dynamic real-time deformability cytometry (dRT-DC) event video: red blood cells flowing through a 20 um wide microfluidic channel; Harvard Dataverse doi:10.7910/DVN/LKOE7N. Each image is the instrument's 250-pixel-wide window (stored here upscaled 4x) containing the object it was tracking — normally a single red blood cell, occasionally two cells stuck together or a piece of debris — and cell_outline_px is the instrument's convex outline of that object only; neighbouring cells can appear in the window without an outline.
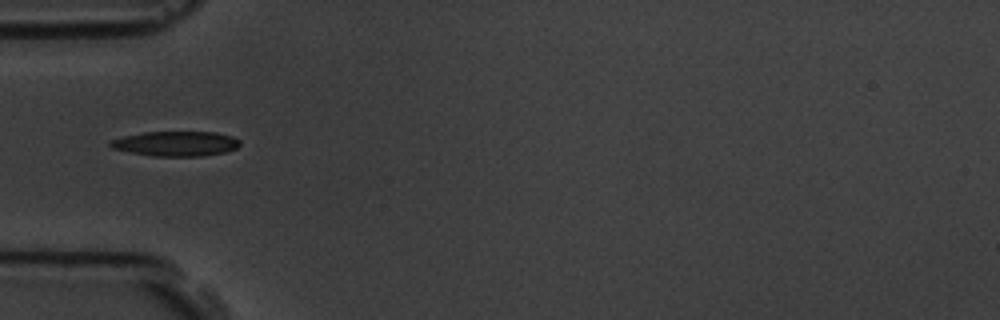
{"species": "common noctule bat (a hibernating species)", "species_latin": "Nyctalus noctula", "temperature_condition": "room temperature", "stored_images_in_passage": 5, "camera_frame_rate_fps": 3000, "um_per_image_px": 0.085, "animal": {"sex": "male", "body_mass_g": 19.5, "forearm_length_mm": 54.6}, "frame": {"image": 1, "passage_image": 1, "time_ms": 0.0, "image_size_px": [1000, 320], "cell_outline_px": [[240, 144], [236, 148], [224, 152], [204, 156], [156, 156], [132, 152], [112, 148], [108, 144], [112, 140], [124, 136], [144, 132], [216, 132], [232, 136], [240, 140]], "centroid_in_image_um": [14.98, 12.2], "position_along_channel_um": 70.0, "area_um2": 18.61}}
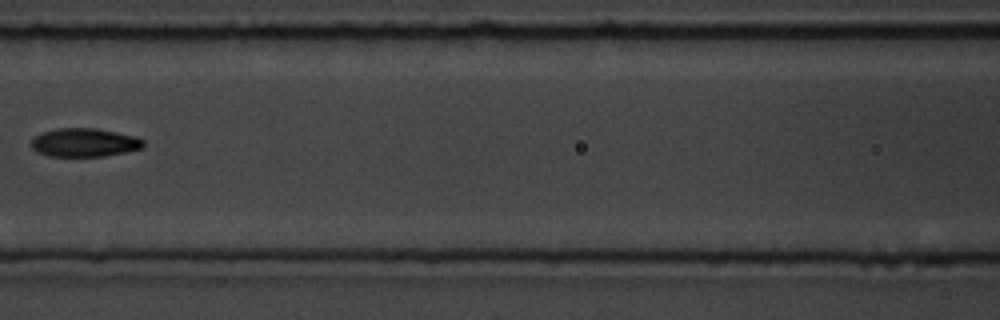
{"frame": {"image": 2, "passage_image": 3, "time_ms": 2.333, "image_size_px": [1000, 320], "cell_outline_px": [[144, 148], [104, 156], [48, 156], [36, 152], [32, 148], [32, 140], [36, 136], [44, 132], [56, 128], [96, 128], [136, 136], [144, 140]], "centroid_in_image_um": [7.19, 12.11], "position_along_channel_um": 159.4, "area_um2": 18.61}}
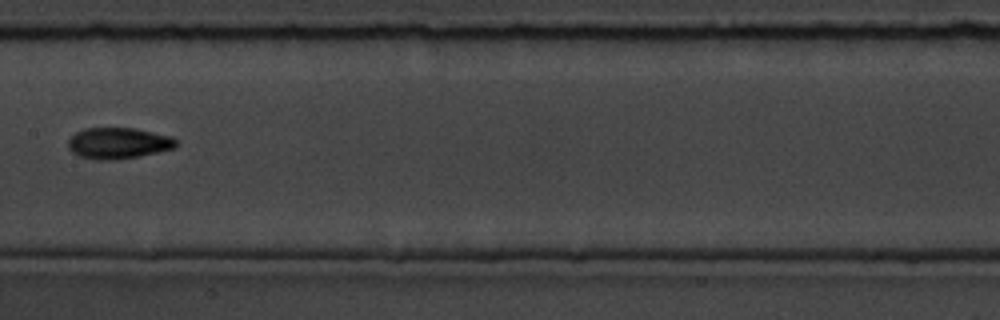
{"frame": {"image": 3, "passage_image": 4, "time_ms": 3.333, "image_size_px": [1000, 320], "cell_outline_px": [[176, 148], [140, 156], [116, 160], [96, 160], [80, 156], [72, 152], [68, 148], [68, 140], [76, 132], [84, 128], [132, 128], [172, 136], [176, 140]], "centroid_in_image_um": [10.05, 12.18], "position_along_channel_um": 197.4, "area_um2": 19.65}}